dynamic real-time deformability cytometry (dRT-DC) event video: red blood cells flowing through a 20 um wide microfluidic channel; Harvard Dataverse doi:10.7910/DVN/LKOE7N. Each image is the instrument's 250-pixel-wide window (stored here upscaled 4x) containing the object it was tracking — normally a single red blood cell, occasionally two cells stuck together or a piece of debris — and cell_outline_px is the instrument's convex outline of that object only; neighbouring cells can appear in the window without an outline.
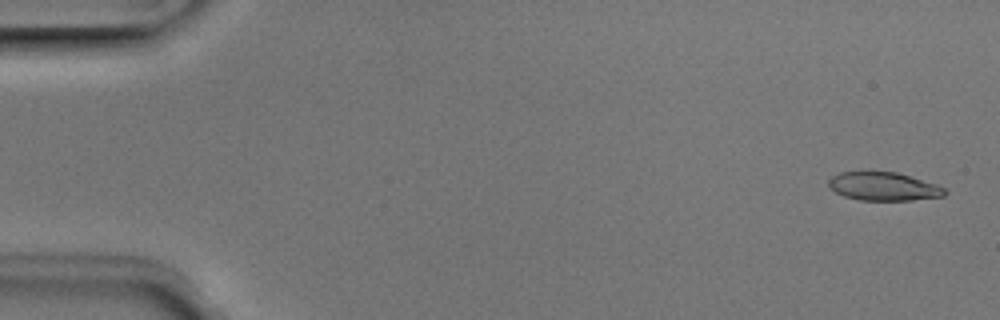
{"species": "Egyptian fruit bat (a non-hibernating species)", "species_latin": "Rousettus aegyptiacus", "temperature_condition": "room temperature", "stored_images_in_passage": 51, "camera_frame_rate_fps": 3000, "um_per_image_px": 0.085, "animal": {"sex": "male"}, "frame": {"image": 1, "passage_image": 2, "time_ms": 0.333, "image_size_px": [1000, 320], "cell_outline_px": [[948, 192], [944, 196], [912, 200], [860, 200], [844, 196], [836, 192], [828, 184], [828, 180], [832, 176], [840, 172], [896, 172], [936, 184], [944, 188]], "centroid_in_image_um": [75.11, 15.85], "position_along_channel_um": 9.9, "area_um2": 19.02}}
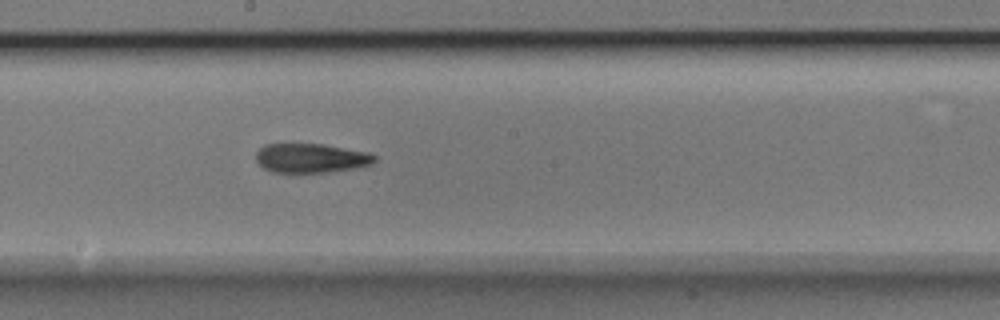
{"frame": {"image": 2, "passage_image": 28, "time_ms": 9.0, "image_size_px": [1000, 320], "cell_outline_px": [[376, 160], [372, 164], [356, 168], [324, 172], [272, 172], [264, 168], [256, 160], [256, 152], [264, 144], [324, 144], [368, 152], [376, 156]], "centroid_in_image_um": [26.44, 13.43], "position_along_channel_um": 221.8, "area_um2": 20.17}}
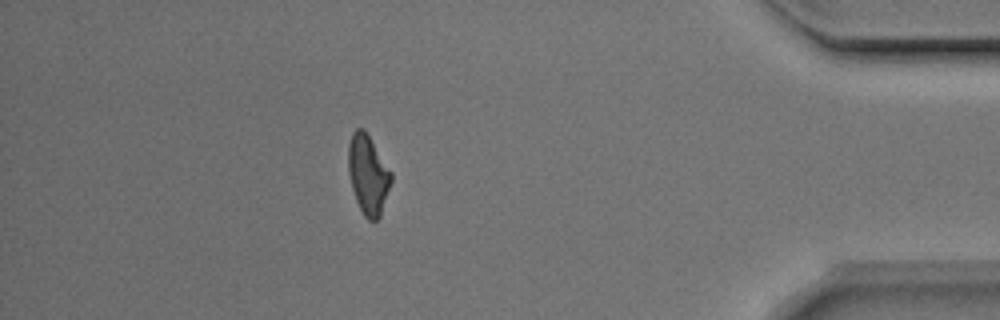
{"frame": {"image": 3, "passage_image": 45, "time_ms": 14.667, "image_size_px": [1000, 320], "cell_outline_px": [[392, 180], [380, 216], [376, 220], [368, 220], [364, 216], [356, 200], [352, 188], [348, 172], [348, 144], [352, 132], [356, 128], [364, 128], [392, 172]], "centroid_in_image_um": [31.28, 14.81], "position_along_channel_um": 403.9, "area_um2": 19.83}, "authors_computed_cell_mechanics": {"area_um2": 20.4612, "velocity_mm_per_s": 3.9825, "shape_relaxation_time_tau1_ms": 6.6354, "shape_relaxation_time_tau2_ms": 5.065, "deformation_change_tau1": 0.2163, "deformation_change_tau2": 0.1613}}